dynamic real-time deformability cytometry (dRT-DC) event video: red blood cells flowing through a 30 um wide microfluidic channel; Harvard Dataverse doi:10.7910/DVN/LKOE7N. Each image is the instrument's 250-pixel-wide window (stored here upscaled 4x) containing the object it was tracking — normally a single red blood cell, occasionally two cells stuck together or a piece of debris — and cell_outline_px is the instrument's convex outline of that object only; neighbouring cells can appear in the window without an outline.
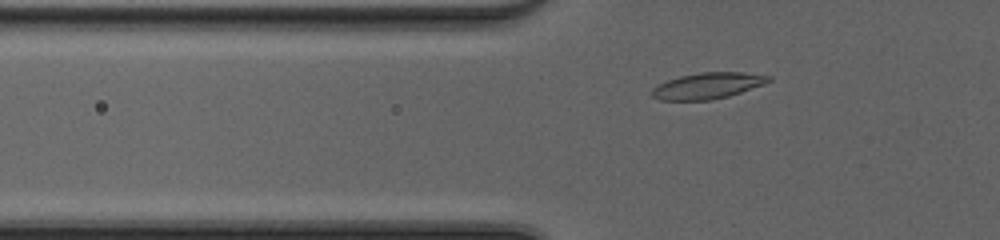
{"species": "common noctule bat (a hibernating species)", "species_latin": "Nyctalus noctula", "temperature_condition": "cold", "stored_images_in_passage": 40, "camera_frame_rate_fps": 3000, "um_per_image_px": 0.085, "animal": {"sex": "female", "body_mass_g": 20.0, "forearm_length_mm": 54.0}, "frame": {"image": 1, "passage_image": 8, "time_ms": 2.333, "image_size_px": [1000, 240], "cell_outline_px": [[772, 80], [764, 84], [728, 96], [712, 100], [660, 100], [652, 96], [648, 92], [656, 84], [680, 76], [700, 72], [744, 72], [772, 76]], "centroid_in_image_um": [60.12, 7.28], "position_along_channel_um": 65.7, "area_um2": 17.92}}
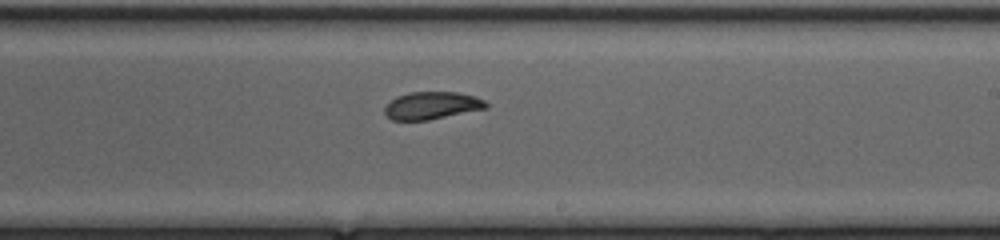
{"frame": {"image": 2, "passage_image": 22, "time_ms": 7.0, "image_size_px": [1000, 240], "cell_outline_px": [[488, 108], [428, 120], [392, 120], [384, 112], [384, 108], [396, 96], [408, 92], [456, 92], [476, 96], [484, 100], [488, 104]], "centroid_in_image_um": [36.72, 8.96], "position_along_channel_um": 252.3, "area_um2": 16.24}}
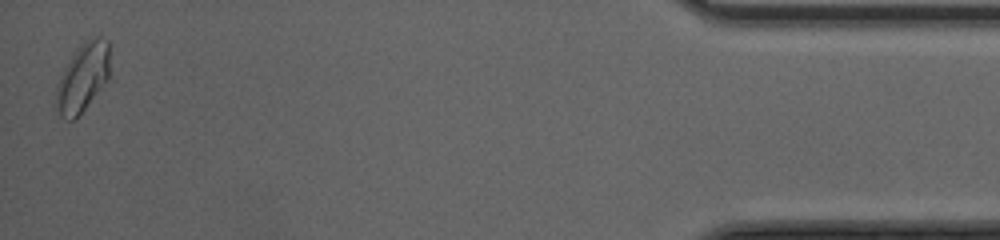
{"frame": {"image": 3, "passage_image": 40, "time_ms": 13.0, "image_size_px": [1000, 240], "cell_outline_px": [[108, 80], [84, 108], [72, 120], [68, 120], [60, 116], [52, 104], [56, 84], [64, 68], [80, 44], [84, 40], [96, 36], [100, 36], [108, 40]], "centroid_in_image_um": [6.97, 6.59], "position_along_channel_um": 428.2, "area_um2": 21.5}, "authors_computed_cell_mechanics": {"area_um2": 17.2244, "velocity_mm_per_s": 4.1409, "shape_relaxation_time_tau1_ms": 4.7406, "shape_relaxation_time_tau2_ms": 1.4131, "deformation_change_tau1": 0.1382, "deformation_change_tau2": 0.0526}}